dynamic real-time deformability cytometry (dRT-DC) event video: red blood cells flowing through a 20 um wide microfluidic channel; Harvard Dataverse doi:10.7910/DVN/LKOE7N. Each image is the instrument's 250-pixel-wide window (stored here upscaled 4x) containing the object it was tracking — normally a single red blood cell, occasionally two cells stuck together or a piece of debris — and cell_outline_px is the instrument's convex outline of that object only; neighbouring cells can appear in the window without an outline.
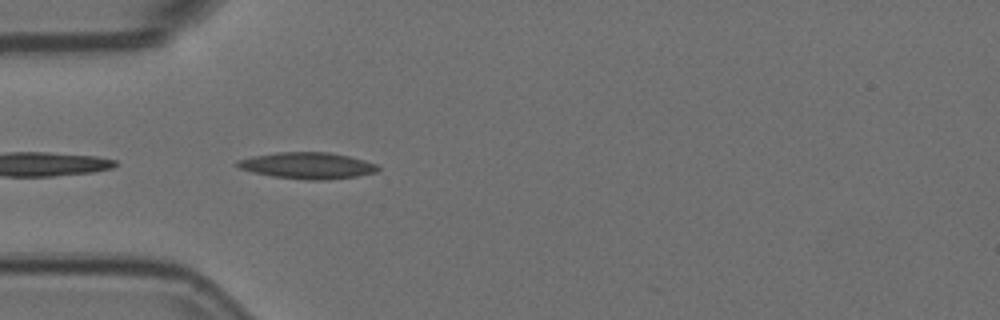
{"species": "Egyptian fruit bat (a non-hibernating species)", "species_latin": "Rousettus aegyptiacus", "temperature_condition": "room temperature", "stored_images_in_passage": 14, "camera_frame_rate_fps": 3000, "um_per_image_px": 0.085, "animal": {"sex": "female"}, "frame": {"image": 1, "passage_image": 3, "time_ms": 0.667, "image_size_px": [1000, 320], "cell_outline_px": [[380, 168], [376, 172], [356, 176], [324, 180], [304, 180], [272, 176], [252, 172], [240, 168], [236, 164], [236, 160], [252, 156], [276, 152], [328, 152], [348, 156], [364, 160], [376, 164]], "centroid_in_image_um": [26.11, 14.07], "position_along_channel_um": 58.9, "area_um2": 21.62}}
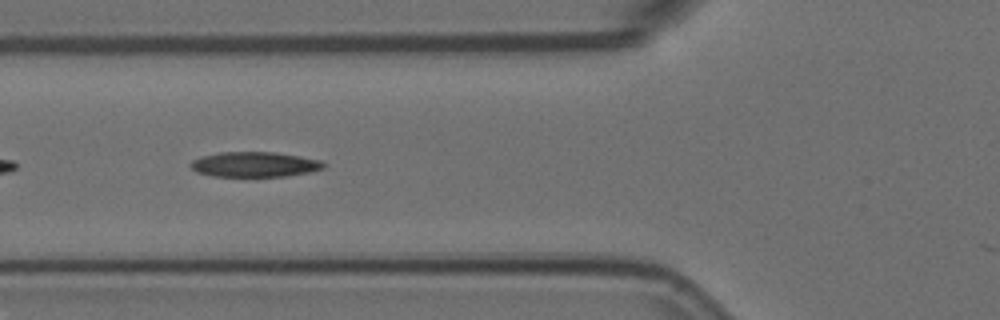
{"frame": {"image": 2, "passage_image": 7, "time_ms": 2.0, "image_size_px": [1000, 320], "cell_outline_px": [[324, 168], [308, 172], [288, 176], [212, 176], [196, 172], [188, 164], [192, 160], [200, 156], [220, 152], [272, 152], [300, 156], [320, 160], [324, 164]], "centroid_in_image_um": [21.59, 13.97], "position_along_channel_um": 104.2, "area_um2": 19.42}}